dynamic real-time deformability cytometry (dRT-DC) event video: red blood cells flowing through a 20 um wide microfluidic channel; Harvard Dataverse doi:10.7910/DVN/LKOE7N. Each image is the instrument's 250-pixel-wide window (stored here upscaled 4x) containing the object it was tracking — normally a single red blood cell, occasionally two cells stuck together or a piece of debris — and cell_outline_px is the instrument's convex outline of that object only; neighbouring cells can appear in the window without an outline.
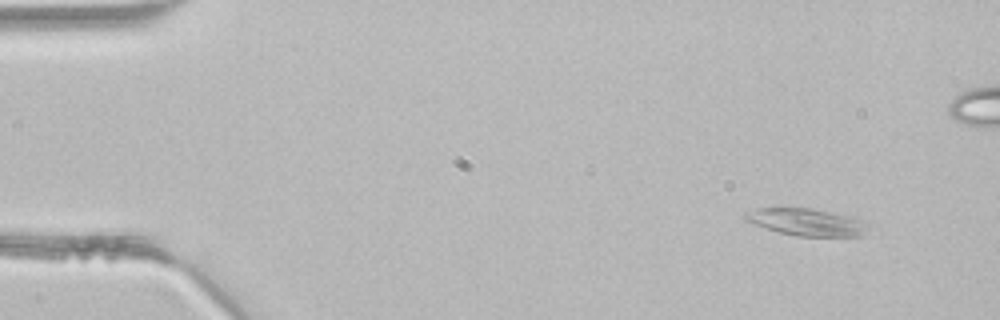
{"species": "common noctule bat (a hibernating species)", "species_latin": "Nyctalus noctula", "temperature_condition": "room temperature", "stored_images_in_passage": 4, "segment_of_instrument_passage": [2, 2], "camera_frame_rate_fps": 3000, "um_per_image_px": 0.085, "animal": {"sex": "male", "body_mass_g": 21.5, "forearm_length_mm": 52.0}, "frame": {"image": 1, "passage_image": 4, "time_ms": 1.0, "image_size_px": [1000, 320], "cell_outline_px": [[880, 232], [864, 236], [796, 236], [780, 232], [744, 220], [744, 212], [756, 208], [808, 208], [828, 212], [860, 220], [872, 224]], "centroid_in_image_um": [68.74, 18.91], "position_along_channel_um": 16.3, "area_um2": 19.77}}